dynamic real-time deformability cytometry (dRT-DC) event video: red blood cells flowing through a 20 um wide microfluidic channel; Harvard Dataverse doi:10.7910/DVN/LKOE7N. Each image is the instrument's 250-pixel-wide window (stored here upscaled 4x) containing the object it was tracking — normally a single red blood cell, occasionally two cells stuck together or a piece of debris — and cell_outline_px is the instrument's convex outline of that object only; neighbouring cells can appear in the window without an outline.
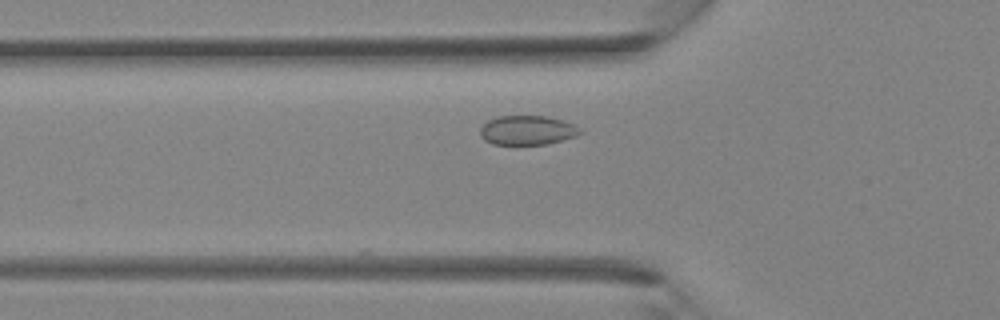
{"species": "Egyptian fruit bat (a non-hibernating species)", "species_latin": "Rousettus aegyptiacus", "temperature_condition": "room temperature", "stored_images_in_passage": 8, "camera_frame_rate_fps": 3000, "um_per_image_px": 0.085, "animal": {"sex": "female"}, "frame": {"image": 1, "passage_image": 4, "time_ms": 1.0, "image_size_px": [1000, 320], "cell_outline_px": [[584, 132], [576, 136], [548, 144], [492, 144], [484, 140], [480, 136], [480, 128], [488, 120], [500, 116], [548, 116], [564, 120], [580, 128]], "centroid_in_image_um": [44.84, 11.07], "position_along_channel_um": 81.0, "area_um2": 17.17}}